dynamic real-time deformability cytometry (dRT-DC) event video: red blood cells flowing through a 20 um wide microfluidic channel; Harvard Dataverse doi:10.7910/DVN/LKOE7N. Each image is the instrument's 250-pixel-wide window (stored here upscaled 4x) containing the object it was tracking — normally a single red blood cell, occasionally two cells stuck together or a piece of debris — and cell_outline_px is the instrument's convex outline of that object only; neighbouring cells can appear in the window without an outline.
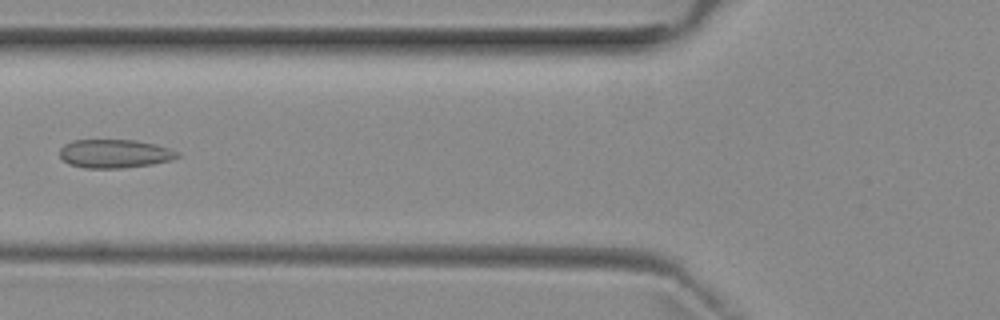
{"species": "common noctule bat (a hibernating species)", "species_latin": "Nyctalus noctula", "temperature_condition": "room temperature", "stored_images_in_passage": 4, "camera_frame_rate_fps": 3000, "um_per_image_px": 0.085, "animal": {"sex": "female", "body_mass_g": 29.2, "forearm_length_mm": 56.3}, "frame": {"image": 1, "passage_image": 4, "time_ms": 3.333, "image_size_px": [1000, 320], "cell_outline_px": [[180, 156], [172, 160], [152, 164], [120, 168], [84, 168], [68, 164], [60, 156], [60, 148], [64, 144], [72, 140], [132, 140], [156, 144], [180, 152]], "centroid_in_image_um": [9.74, 13.06], "position_along_channel_um": 116.1, "area_um2": 19.65}}